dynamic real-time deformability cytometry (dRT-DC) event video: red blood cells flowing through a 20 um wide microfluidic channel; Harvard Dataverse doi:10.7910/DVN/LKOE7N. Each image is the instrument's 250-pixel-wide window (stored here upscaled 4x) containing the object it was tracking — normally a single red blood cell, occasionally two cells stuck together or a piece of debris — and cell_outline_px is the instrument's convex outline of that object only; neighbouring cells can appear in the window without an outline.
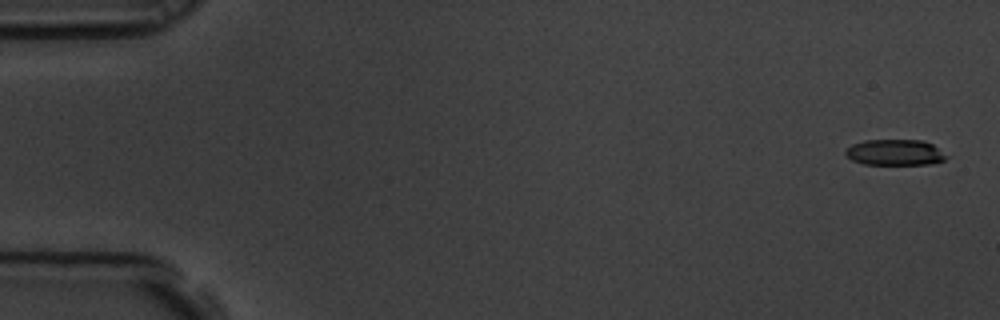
{"species": "common noctule bat (a hibernating species)", "species_latin": "Nyctalus noctula", "temperature_condition": "room temperature", "stored_images_in_passage": 10, "camera_frame_rate_fps": 3000, "um_per_image_px": 0.085, "animal": {"sex": "male", "body_mass_g": 19.5, "forearm_length_mm": 54.6}, "frame": {"image": 1, "passage_image": 1, "time_ms": 0.0, "image_size_px": [1000, 320], "cell_outline_px": [[948, 156], [944, 160], [932, 164], [864, 164], [852, 160], [844, 152], [852, 144], [864, 140], [924, 140], [932, 144]], "centroid_in_image_um": [76.08, 12.95], "position_along_channel_um": 8.9, "area_um2": 15.14}}
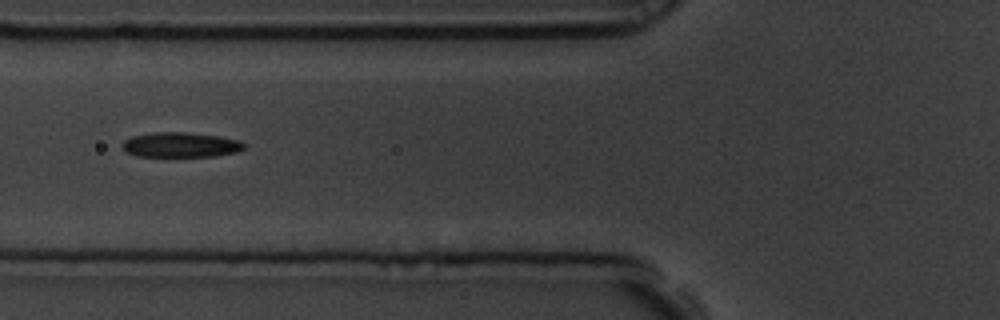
{"frame": {"image": 2, "passage_image": 7, "time_ms": 2.0, "image_size_px": [1000, 320], "cell_outline_px": [[244, 148], [240, 152], [216, 156], [136, 156], [124, 152], [120, 144], [124, 140], [132, 136], [156, 132], [184, 132], [220, 136], [240, 140], [244, 144]], "centroid_in_image_um": [15.34, 12.31], "position_along_channel_um": 110.5, "area_um2": 17.92}}
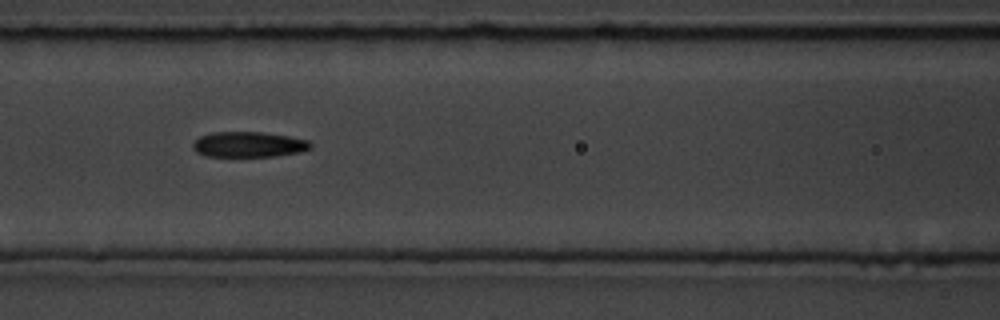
{"frame": {"image": 3, "passage_image": 8, "time_ms": 2.333, "image_size_px": [1000, 320], "cell_outline_px": [[312, 148], [300, 152], [276, 156], [204, 156], [196, 152], [192, 148], [192, 144], [200, 136], [212, 132], [264, 132], [288, 136], [308, 140], [312, 144]], "centroid_in_image_um": [21.13, 12.28], "position_along_channel_um": 145.5, "area_um2": 17.51}}